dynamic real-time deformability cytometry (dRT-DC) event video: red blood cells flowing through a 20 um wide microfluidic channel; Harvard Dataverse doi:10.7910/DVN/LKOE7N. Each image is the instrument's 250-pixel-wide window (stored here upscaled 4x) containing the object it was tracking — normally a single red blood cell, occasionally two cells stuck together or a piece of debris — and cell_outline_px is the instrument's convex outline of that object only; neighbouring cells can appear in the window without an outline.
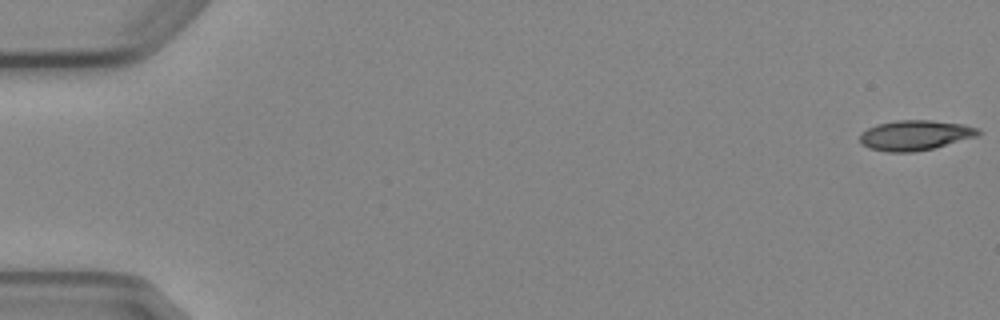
{"species": "Egyptian fruit bat (a non-hibernating species)", "species_latin": "Rousettus aegyptiacus", "temperature_condition": "cold", "stored_images_in_passage": 8, "camera_frame_rate_fps": 3000, "um_per_image_px": 0.085, "animal": {"sex": "female"}, "frame": {"image": 1, "passage_image": 1, "time_ms": 0.0, "image_size_px": [1000, 320], "cell_outline_px": [[980, 132], [976, 136], [932, 148], [912, 152], [888, 152], [868, 148], [860, 144], [860, 132], [876, 124], [896, 120], [932, 120], [964, 124], [976, 128]], "centroid_in_image_um": [77.71, 11.49], "position_along_channel_um": 7.3, "area_um2": 20.63}}
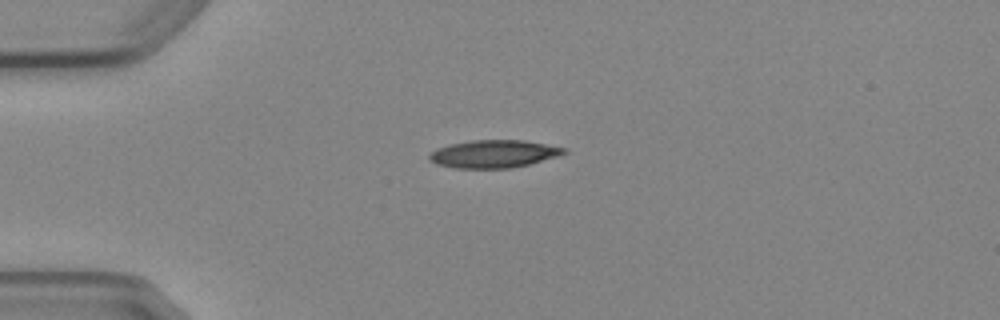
{"frame": {"image": 2, "passage_image": 4, "time_ms": 4.333, "image_size_px": [1000, 320], "cell_outline_px": [[568, 152], [560, 156], [512, 168], [456, 168], [436, 164], [428, 160], [428, 156], [436, 148], [448, 144], [472, 140], [524, 140], [568, 148]], "centroid_in_image_um": [41.98, 13.07], "position_along_channel_um": 43.0, "area_um2": 21.96}}
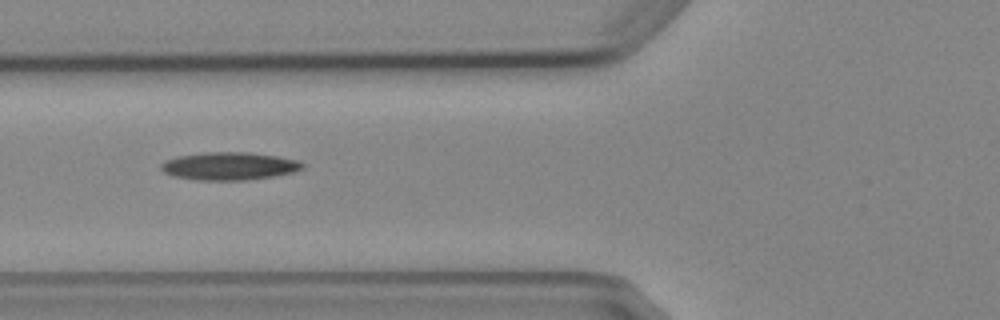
{"frame": {"image": 3, "passage_image": 6, "time_ms": 6.667, "image_size_px": [1000, 320], "cell_outline_px": [[304, 168], [292, 172], [276, 176], [248, 180], [196, 180], [172, 176], [164, 172], [160, 168], [160, 164], [164, 160], [176, 156], [204, 152], [248, 152], [276, 156], [300, 160], [304, 164]], "centroid_in_image_um": [19.46, 14.11], "position_along_channel_um": 106.3, "area_um2": 23.24}}